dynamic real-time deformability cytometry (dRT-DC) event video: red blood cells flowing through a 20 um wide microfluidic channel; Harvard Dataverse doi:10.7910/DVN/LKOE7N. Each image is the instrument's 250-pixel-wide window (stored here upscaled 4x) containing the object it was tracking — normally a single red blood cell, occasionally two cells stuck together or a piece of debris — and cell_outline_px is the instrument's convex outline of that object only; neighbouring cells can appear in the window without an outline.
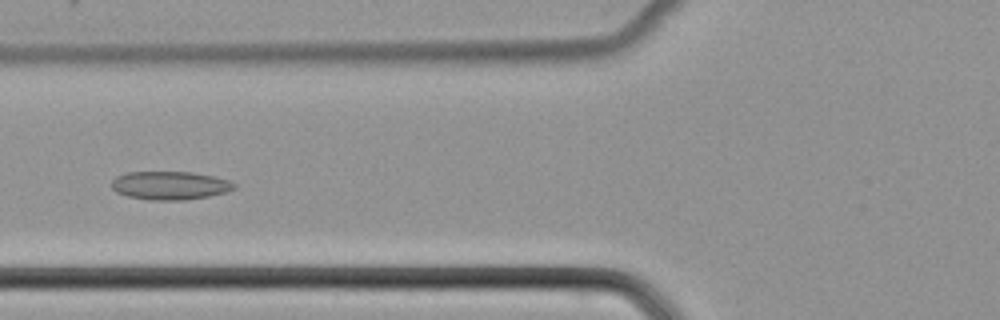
{"species": "common noctule bat (a hibernating species)", "species_latin": "Nyctalus noctula", "temperature_condition": "cold", "stored_images_in_passage": 52, "camera_frame_rate_fps": 3000, "um_per_image_px": 0.085, "animal": {"sex": "female", "body_mass_g": 22.7, "forearm_length_mm": 54.2}, "frame": {"image": 1, "passage_image": 21, "time_ms": 6.667, "image_size_px": [1000, 320], "cell_outline_px": [[236, 188], [228, 192], [208, 196], [184, 200], [148, 200], [128, 196], [116, 192], [112, 188], [112, 180], [116, 176], [128, 172], [192, 172], [212, 176], [228, 180], [236, 184]], "centroid_in_image_um": [14.45, 15.77], "position_along_channel_um": 111.3, "area_um2": 20.29}}
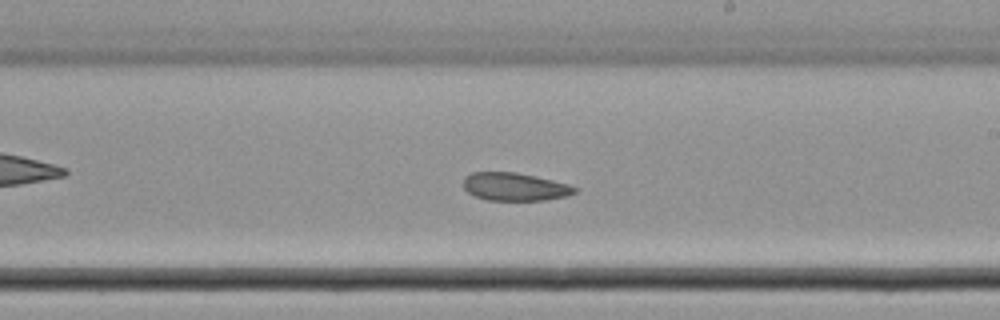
{"frame": {"image": 2, "passage_image": 31, "time_ms": 10.0, "image_size_px": [1000, 320], "cell_outline_px": [[580, 188], [576, 192], [568, 196], [544, 200], [484, 200], [472, 196], [464, 188], [464, 176], [472, 172], [516, 172], [536, 176], [568, 184]], "centroid_in_image_um": [43.75, 15.87], "position_along_channel_um": 245.2, "area_um2": 18.38}}
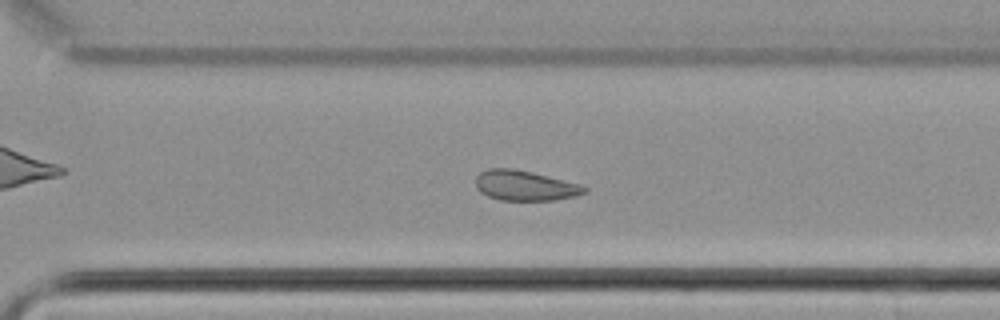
{"frame": {"image": 3, "passage_image": 37, "time_ms": 12.0, "image_size_px": [1000, 320], "cell_outline_px": [[588, 192], [576, 196], [556, 200], [500, 200], [488, 196], [480, 192], [476, 188], [476, 176], [480, 172], [488, 168], [512, 168], [532, 172], [580, 184], [588, 188]], "centroid_in_image_um": [44.62, 15.77], "position_along_channel_um": 326.0, "area_um2": 19.19}}